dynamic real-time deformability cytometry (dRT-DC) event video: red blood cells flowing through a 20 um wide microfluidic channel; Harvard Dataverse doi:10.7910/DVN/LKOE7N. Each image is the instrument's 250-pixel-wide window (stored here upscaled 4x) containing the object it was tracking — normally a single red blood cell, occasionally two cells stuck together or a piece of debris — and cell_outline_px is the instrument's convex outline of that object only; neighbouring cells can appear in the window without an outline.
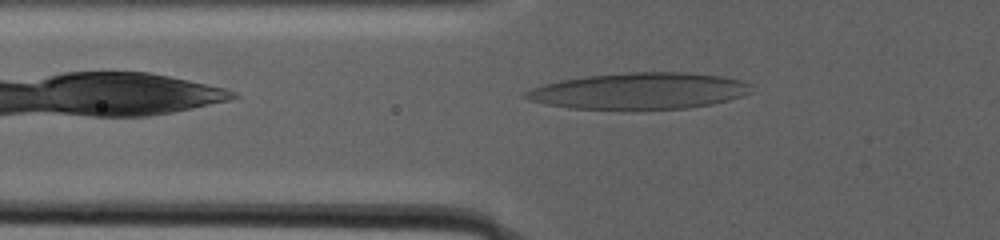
{"species": "human", "species_latin": "Homo sapiens", "temperature_condition": "warm", "stored_images_in_passage": 48, "camera_frame_rate_fps": 3000, "um_per_image_px": 0.085, "donor": {"sex": "male"}, "frame": {"image": 1, "passage_image": 2, "time_ms": 0.333, "image_size_px": [1000, 240], "cell_outline_px": [[752, 84], [748, 92], [740, 96], [728, 100], [712, 104], [688, 108], [572, 108], [548, 104], [528, 100], [520, 96], [524, 92], [532, 88], [544, 84], [560, 80], [584, 76], [628, 72], [688, 72], [724, 76], [740, 80]], "centroid_in_image_um": [54.33, 7.71], "position_along_channel_um": 71.5, "area_um2": 47.45}}
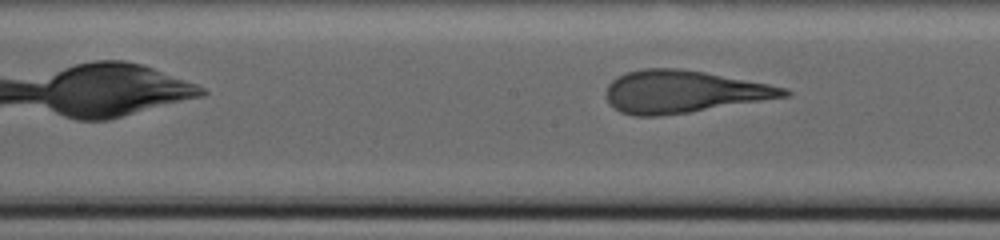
{"frame": {"image": 2, "passage_image": 19, "time_ms": 6.667, "image_size_px": [1000, 240], "cell_outline_px": [[792, 92], [788, 96], [688, 112], [660, 116], [636, 116], [620, 112], [604, 96], [604, 92], [608, 84], [616, 76], [628, 72], [644, 68], [680, 68], [704, 72], [768, 84], [788, 88]], "centroid_in_image_um": [58.05, 7.78], "position_along_channel_um": 190.2, "area_um2": 43.64}}
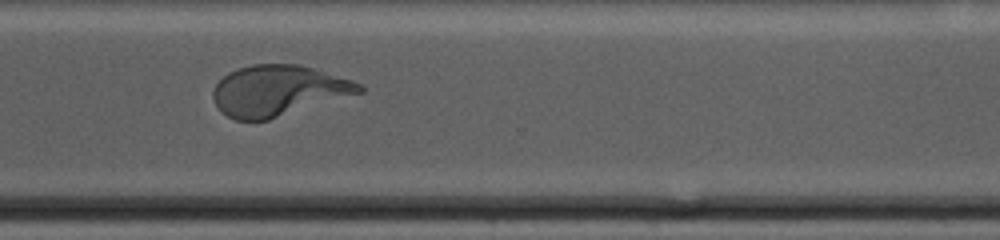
{"frame": {"image": 3, "passage_image": 38, "time_ms": 14.667, "image_size_px": [1000, 240], "cell_outline_px": [[364, 92], [268, 120], [236, 120], [220, 112], [212, 96], [212, 92], [216, 84], [228, 72], [252, 64], [296, 64], [312, 68], [352, 80], [360, 84], [364, 88]], "centroid_in_image_um": [23.64, 7.71], "position_along_channel_um": 347.0, "area_um2": 43.0}}